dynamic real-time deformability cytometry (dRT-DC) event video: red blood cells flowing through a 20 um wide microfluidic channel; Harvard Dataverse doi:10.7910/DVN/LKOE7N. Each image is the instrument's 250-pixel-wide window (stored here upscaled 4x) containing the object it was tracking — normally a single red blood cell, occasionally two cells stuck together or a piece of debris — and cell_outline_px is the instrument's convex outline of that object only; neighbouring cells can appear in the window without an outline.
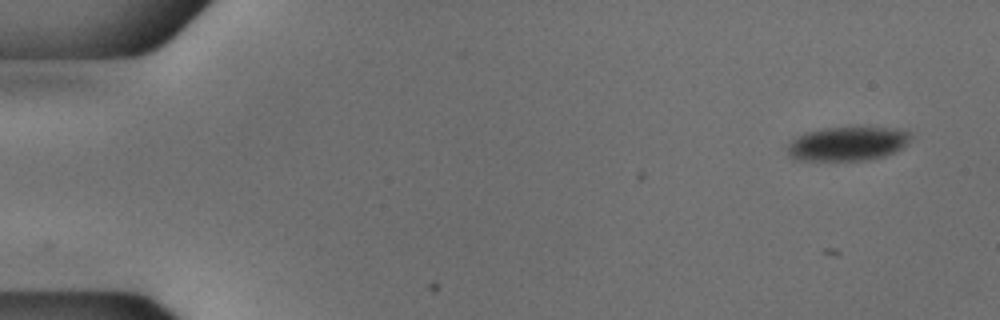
{"species": "common noctule bat (a hibernating species)", "species_latin": "Nyctalus noctula", "temperature_condition": "cold", "stored_images_in_passage": 8, "camera_frame_rate_fps": 3000, "um_per_image_px": 0.085, "animal": {"sex": "male", "body_mass_g": 18.8}, "frame": {"image": 1, "passage_image": 1, "time_ms": 0.0, "image_size_px": [1000, 320], "cell_outline_px": [[912, 136], [900, 148], [884, 156], [864, 160], [796, 160], [788, 152], [788, 144], [792, 140], [808, 132], [824, 128], [896, 128], [908, 132]], "centroid_in_image_um": [72.03, 12.22], "position_along_channel_um": 13.0, "area_um2": 23.76}}